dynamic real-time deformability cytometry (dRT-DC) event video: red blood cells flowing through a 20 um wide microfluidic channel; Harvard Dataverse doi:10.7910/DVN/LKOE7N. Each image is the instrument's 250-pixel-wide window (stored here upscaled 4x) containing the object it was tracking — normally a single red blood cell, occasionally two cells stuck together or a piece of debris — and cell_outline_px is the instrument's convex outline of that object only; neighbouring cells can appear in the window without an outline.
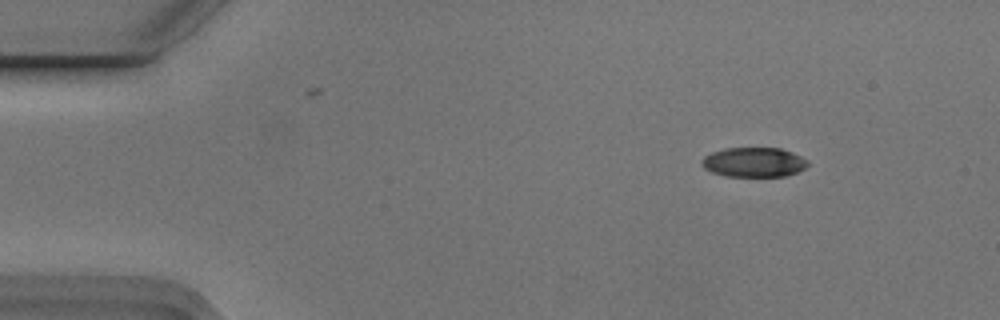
{"species": "Egyptian fruit bat (a non-hibernating species)", "species_latin": "Rousettus aegyptiacus", "temperature_condition": "cold", "stored_images_in_passage": 5, "camera_frame_rate_fps": 3000, "um_per_image_px": 0.085, "animal": {"sex": "male"}, "frame": {"image": 1, "passage_image": 2, "time_ms": 0.333, "image_size_px": [1000, 320], "cell_outline_px": [[808, 164], [804, 168], [796, 172], [784, 176], [724, 176], [712, 172], [704, 168], [700, 164], [700, 160], [704, 156], [712, 152], [724, 148], [780, 148], [792, 152], [808, 160]], "centroid_in_image_um": [64.03, 13.78], "position_along_channel_um": 21.0, "area_um2": 18.32}}